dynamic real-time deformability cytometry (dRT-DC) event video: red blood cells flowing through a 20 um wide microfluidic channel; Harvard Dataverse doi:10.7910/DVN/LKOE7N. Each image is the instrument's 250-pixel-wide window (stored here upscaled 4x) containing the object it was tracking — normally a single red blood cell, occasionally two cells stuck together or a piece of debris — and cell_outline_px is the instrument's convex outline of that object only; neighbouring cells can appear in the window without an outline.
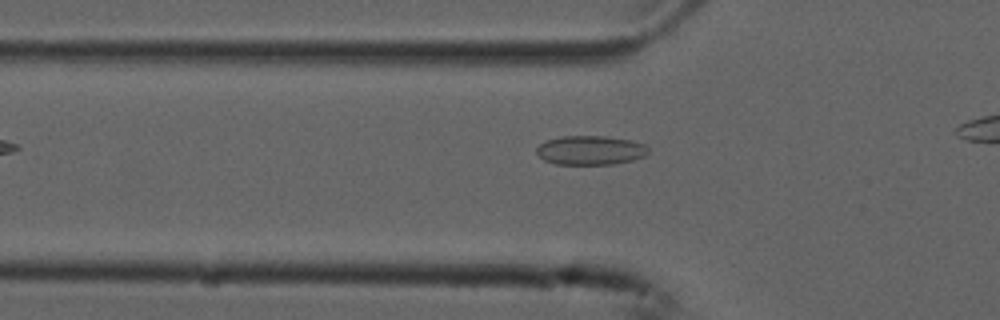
{"species": "common noctule bat (a hibernating species)", "species_latin": "Nyctalus noctula", "temperature_condition": "cold", "stored_images_in_passage": 31, "camera_frame_rate_fps": 3000, "um_per_image_px": 0.085, "animal": {"sex": "male", "forearm_length_mm": 52.5}, "frame": {"image": 1, "passage_image": 5, "time_ms": 1.333, "image_size_px": [1000, 320], "cell_outline_px": [[648, 152], [644, 156], [632, 160], [612, 164], [556, 164], [544, 160], [536, 152], [536, 148], [544, 140], [560, 136], [604, 136], [632, 140], [644, 144], [648, 148]], "centroid_in_image_um": [50.16, 12.76], "position_along_channel_um": 75.6, "area_um2": 19.02}}
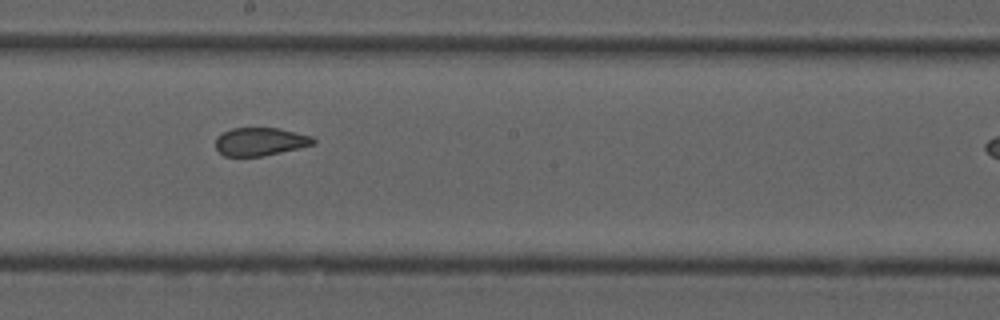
{"frame": {"image": 2, "passage_image": 17, "time_ms": 5.333, "image_size_px": [1000, 320], "cell_outline_px": [[316, 144], [280, 152], [260, 156], [224, 156], [216, 148], [216, 140], [224, 132], [232, 128], [276, 128], [296, 132], [312, 136], [316, 140]], "centroid_in_image_um": [22.15, 12.03], "position_along_channel_um": 226.1, "area_um2": 15.78}}
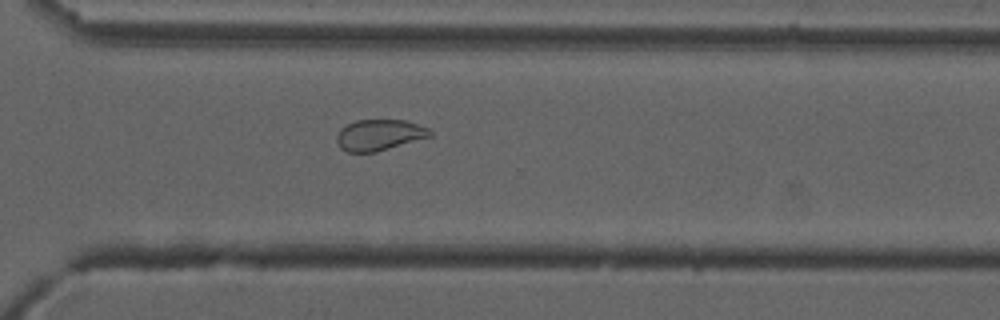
{"frame": {"image": 3, "passage_image": 26, "time_ms": 8.333, "image_size_px": [1000, 320], "cell_outline_px": [[432, 136], [376, 152], [348, 152], [340, 148], [336, 140], [336, 136], [340, 128], [356, 120], [404, 120], [432, 128]], "centroid_in_image_um": [32.26, 11.47], "position_along_channel_um": 338.3, "area_um2": 16.99}}